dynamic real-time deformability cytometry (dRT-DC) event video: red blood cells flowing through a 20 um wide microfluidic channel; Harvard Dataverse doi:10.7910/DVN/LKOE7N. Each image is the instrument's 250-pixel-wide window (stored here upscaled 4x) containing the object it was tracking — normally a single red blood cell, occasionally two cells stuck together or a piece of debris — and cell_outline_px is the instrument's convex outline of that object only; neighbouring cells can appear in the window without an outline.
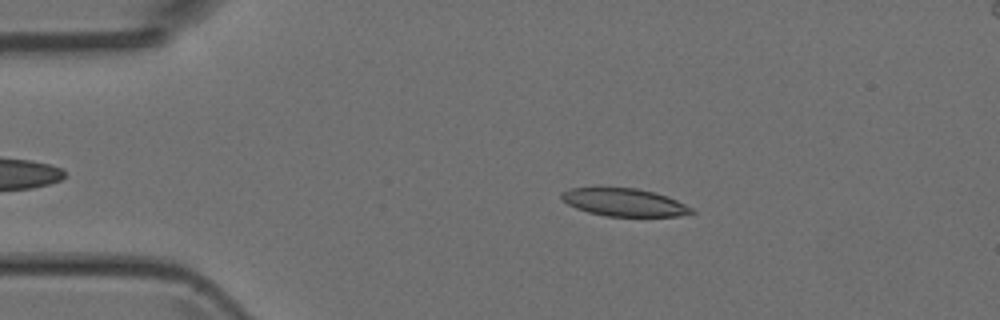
{"species": "Egyptian fruit bat (a non-hibernating species)", "species_latin": "Rousettus aegyptiacus", "temperature_condition": "room temperature", "stored_images_in_passage": 42, "camera_frame_rate_fps": 3000, "um_per_image_px": 0.085, "animal": {"sex": "female"}, "frame": {"image": 1, "passage_image": 9, "time_ms": 2.667, "image_size_px": [1000, 320], "cell_outline_px": [[696, 212], [676, 216], [604, 216], [588, 212], [576, 208], [568, 204], [560, 196], [560, 192], [572, 188], [596, 184], [636, 188], [656, 192], [668, 196], [692, 208]], "centroid_in_image_um": [52.98, 17.14], "position_along_channel_um": 32.0, "area_um2": 21.85}}
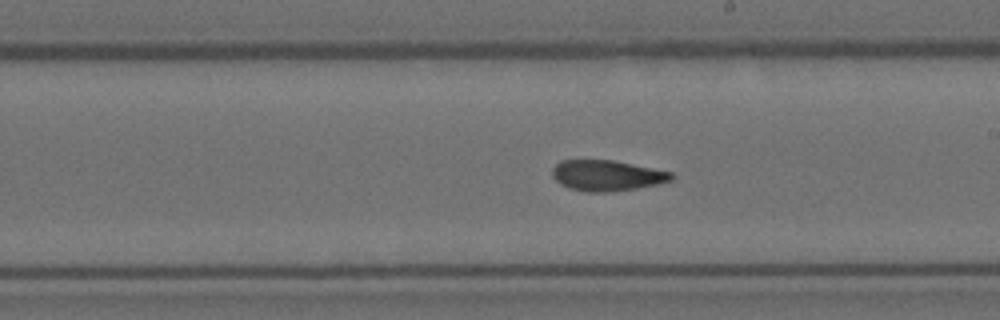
{"frame": {"image": 2, "passage_image": 27, "time_ms": 8.667, "image_size_px": [1000, 320], "cell_outline_px": [[676, 176], [672, 180], [660, 184], [636, 188], [608, 192], [588, 192], [572, 188], [560, 184], [552, 176], [552, 168], [560, 160], [612, 160], [672, 172]], "centroid_in_image_um": [51.6, 14.91], "position_along_channel_um": 237.4, "area_um2": 21.27}}
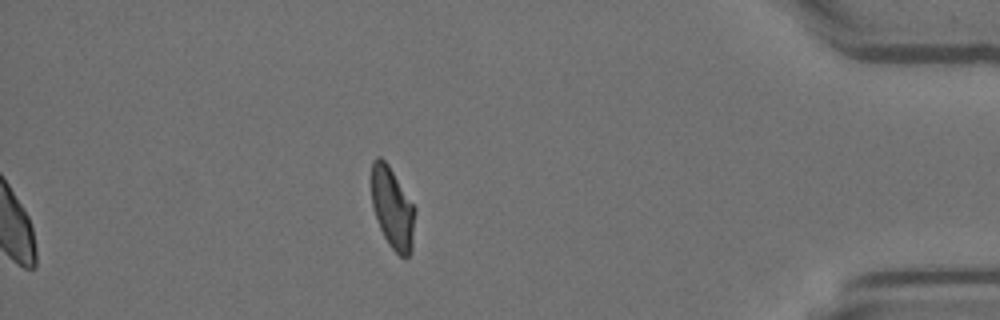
{"frame": {"image": 3, "passage_image": 42, "time_ms": 13.667, "image_size_px": [1000, 320], "cell_outline_px": [[416, 212], [412, 248], [408, 256], [404, 260], [388, 244], [380, 228], [372, 208], [372, 160], [376, 156], [380, 156], [388, 164], [416, 208]], "centroid_in_image_um": [33.37, 17.7], "position_along_channel_um": 401.8, "area_um2": 20.81}}